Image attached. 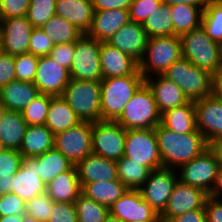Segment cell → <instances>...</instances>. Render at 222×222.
Wrapping results in <instances>:
<instances>
[{"mask_svg": "<svg viewBox=\"0 0 222 222\" xmlns=\"http://www.w3.org/2000/svg\"><path fill=\"white\" fill-rule=\"evenodd\" d=\"M163 76L178 85L189 101L212 95L213 75L191 64L186 58L175 61Z\"/></svg>", "mask_w": 222, "mask_h": 222, "instance_id": "obj_7", "label": "cell"}, {"mask_svg": "<svg viewBox=\"0 0 222 222\" xmlns=\"http://www.w3.org/2000/svg\"><path fill=\"white\" fill-rule=\"evenodd\" d=\"M124 129H155L161 123L154 96L144 82L115 120Z\"/></svg>", "mask_w": 222, "mask_h": 222, "instance_id": "obj_6", "label": "cell"}, {"mask_svg": "<svg viewBox=\"0 0 222 222\" xmlns=\"http://www.w3.org/2000/svg\"><path fill=\"white\" fill-rule=\"evenodd\" d=\"M133 0H92L94 11L126 9L129 10Z\"/></svg>", "mask_w": 222, "mask_h": 222, "instance_id": "obj_53", "label": "cell"}, {"mask_svg": "<svg viewBox=\"0 0 222 222\" xmlns=\"http://www.w3.org/2000/svg\"><path fill=\"white\" fill-rule=\"evenodd\" d=\"M70 80L69 71L57 64L50 56L39 57L34 85L39 93L62 96Z\"/></svg>", "mask_w": 222, "mask_h": 222, "instance_id": "obj_16", "label": "cell"}, {"mask_svg": "<svg viewBox=\"0 0 222 222\" xmlns=\"http://www.w3.org/2000/svg\"><path fill=\"white\" fill-rule=\"evenodd\" d=\"M39 94L34 83L14 80L0 88V106L4 110L22 112Z\"/></svg>", "mask_w": 222, "mask_h": 222, "instance_id": "obj_25", "label": "cell"}, {"mask_svg": "<svg viewBox=\"0 0 222 222\" xmlns=\"http://www.w3.org/2000/svg\"><path fill=\"white\" fill-rule=\"evenodd\" d=\"M56 0H31L26 14L34 28H42L55 15Z\"/></svg>", "mask_w": 222, "mask_h": 222, "instance_id": "obj_41", "label": "cell"}, {"mask_svg": "<svg viewBox=\"0 0 222 222\" xmlns=\"http://www.w3.org/2000/svg\"><path fill=\"white\" fill-rule=\"evenodd\" d=\"M154 130L162 168L178 169L208 149L205 137L197 129L194 132L179 134L160 123Z\"/></svg>", "mask_w": 222, "mask_h": 222, "instance_id": "obj_1", "label": "cell"}, {"mask_svg": "<svg viewBox=\"0 0 222 222\" xmlns=\"http://www.w3.org/2000/svg\"><path fill=\"white\" fill-rule=\"evenodd\" d=\"M208 194L203 190L177 180L168 204L160 215L171 220L187 211L204 208Z\"/></svg>", "mask_w": 222, "mask_h": 222, "instance_id": "obj_18", "label": "cell"}, {"mask_svg": "<svg viewBox=\"0 0 222 222\" xmlns=\"http://www.w3.org/2000/svg\"><path fill=\"white\" fill-rule=\"evenodd\" d=\"M78 222H103L109 208L81 194L75 201Z\"/></svg>", "mask_w": 222, "mask_h": 222, "instance_id": "obj_39", "label": "cell"}, {"mask_svg": "<svg viewBox=\"0 0 222 222\" xmlns=\"http://www.w3.org/2000/svg\"><path fill=\"white\" fill-rule=\"evenodd\" d=\"M82 122L61 96H50L45 126L55 135Z\"/></svg>", "mask_w": 222, "mask_h": 222, "instance_id": "obj_29", "label": "cell"}, {"mask_svg": "<svg viewBox=\"0 0 222 222\" xmlns=\"http://www.w3.org/2000/svg\"><path fill=\"white\" fill-rule=\"evenodd\" d=\"M0 222H23L22 215L0 216Z\"/></svg>", "mask_w": 222, "mask_h": 222, "instance_id": "obj_60", "label": "cell"}, {"mask_svg": "<svg viewBox=\"0 0 222 222\" xmlns=\"http://www.w3.org/2000/svg\"><path fill=\"white\" fill-rule=\"evenodd\" d=\"M31 0H0V21L26 16Z\"/></svg>", "mask_w": 222, "mask_h": 222, "instance_id": "obj_48", "label": "cell"}, {"mask_svg": "<svg viewBox=\"0 0 222 222\" xmlns=\"http://www.w3.org/2000/svg\"><path fill=\"white\" fill-rule=\"evenodd\" d=\"M50 95L40 93L28 106L21 112L27 125H45Z\"/></svg>", "mask_w": 222, "mask_h": 222, "instance_id": "obj_40", "label": "cell"}, {"mask_svg": "<svg viewBox=\"0 0 222 222\" xmlns=\"http://www.w3.org/2000/svg\"><path fill=\"white\" fill-rule=\"evenodd\" d=\"M39 57L31 53H23L14 56L15 79L33 83L37 71Z\"/></svg>", "mask_w": 222, "mask_h": 222, "instance_id": "obj_42", "label": "cell"}, {"mask_svg": "<svg viewBox=\"0 0 222 222\" xmlns=\"http://www.w3.org/2000/svg\"><path fill=\"white\" fill-rule=\"evenodd\" d=\"M15 79L14 56L0 51V88Z\"/></svg>", "mask_w": 222, "mask_h": 222, "instance_id": "obj_51", "label": "cell"}, {"mask_svg": "<svg viewBox=\"0 0 222 222\" xmlns=\"http://www.w3.org/2000/svg\"><path fill=\"white\" fill-rule=\"evenodd\" d=\"M100 64L103 79L122 77L126 75H142L139 63L131 56L112 47L107 42H101Z\"/></svg>", "mask_w": 222, "mask_h": 222, "instance_id": "obj_21", "label": "cell"}, {"mask_svg": "<svg viewBox=\"0 0 222 222\" xmlns=\"http://www.w3.org/2000/svg\"><path fill=\"white\" fill-rule=\"evenodd\" d=\"M147 41L148 36L143 25L129 21L112 35L107 43L131 56L139 63L144 56Z\"/></svg>", "mask_w": 222, "mask_h": 222, "instance_id": "obj_20", "label": "cell"}, {"mask_svg": "<svg viewBox=\"0 0 222 222\" xmlns=\"http://www.w3.org/2000/svg\"><path fill=\"white\" fill-rule=\"evenodd\" d=\"M204 208L207 222H222V200L208 196Z\"/></svg>", "mask_w": 222, "mask_h": 222, "instance_id": "obj_52", "label": "cell"}, {"mask_svg": "<svg viewBox=\"0 0 222 222\" xmlns=\"http://www.w3.org/2000/svg\"><path fill=\"white\" fill-rule=\"evenodd\" d=\"M39 160L37 165L38 177L47 186L60 173L70 170L74 165L55 148L36 156Z\"/></svg>", "mask_w": 222, "mask_h": 222, "instance_id": "obj_33", "label": "cell"}, {"mask_svg": "<svg viewBox=\"0 0 222 222\" xmlns=\"http://www.w3.org/2000/svg\"><path fill=\"white\" fill-rule=\"evenodd\" d=\"M92 122L82 121L74 127L55 134L54 148L73 165L92 154Z\"/></svg>", "mask_w": 222, "mask_h": 222, "instance_id": "obj_11", "label": "cell"}, {"mask_svg": "<svg viewBox=\"0 0 222 222\" xmlns=\"http://www.w3.org/2000/svg\"><path fill=\"white\" fill-rule=\"evenodd\" d=\"M61 97L81 121L101 120V81L70 78Z\"/></svg>", "mask_w": 222, "mask_h": 222, "instance_id": "obj_5", "label": "cell"}, {"mask_svg": "<svg viewBox=\"0 0 222 222\" xmlns=\"http://www.w3.org/2000/svg\"><path fill=\"white\" fill-rule=\"evenodd\" d=\"M0 123V148L19 151L28 126L22 113L3 110Z\"/></svg>", "mask_w": 222, "mask_h": 222, "instance_id": "obj_28", "label": "cell"}, {"mask_svg": "<svg viewBox=\"0 0 222 222\" xmlns=\"http://www.w3.org/2000/svg\"><path fill=\"white\" fill-rule=\"evenodd\" d=\"M54 201L44 192L26 202L25 214L41 222H47L52 213Z\"/></svg>", "mask_w": 222, "mask_h": 222, "instance_id": "obj_43", "label": "cell"}, {"mask_svg": "<svg viewBox=\"0 0 222 222\" xmlns=\"http://www.w3.org/2000/svg\"><path fill=\"white\" fill-rule=\"evenodd\" d=\"M143 28L148 38L173 35V21L170 6L162 3L158 10H155L151 16L147 17Z\"/></svg>", "mask_w": 222, "mask_h": 222, "instance_id": "obj_38", "label": "cell"}, {"mask_svg": "<svg viewBox=\"0 0 222 222\" xmlns=\"http://www.w3.org/2000/svg\"><path fill=\"white\" fill-rule=\"evenodd\" d=\"M26 202L14 193L0 195V216L25 214Z\"/></svg>", "mask_w": 222, "mask_h": 222, "instance_id": "obj_47", "label": "cell"}, {"mask_svg": "<svg viewBox=\"0 0 222 222\" xmlns=\"http://www.w3.org/2000/svg\"><path fill=\"white\" fill-rule=\"evenodd\" d=\"M103 222H122V221L118 217H115L109 213Z\"/></svg>", "mask_w": 222, "mask_h": 222, "instance_id": "obj_61", "label": "cell"}, {"mask_svg": "<svg viewBox=\"0 0 222 222\" xmlns=\"http://www.w3.org/2000/svg\"><path fill=\"white\" fill-rule=\"evenodd\" d=\"M22 159L18 150L0 148V177H13L21 167Z\"/></svg>", "mask_w": 222, "mask_h": 222, "instance_id": "obj_44", "label": "cell"}, {"mask_svg": "<svg viewBox=\"0 0 222 222\" xmlns=\"http://www.w3.org/2000/svg\"><path fill=\"white\" fill-rule=\"evenodd\" d=\"M54 43L41 28H34L30 36L28 53L37 57L48 56Z\"/></svg>", "mask_w": 222, "mask_h": 222, "instance_id": "obj_46", "label": "cell"}, {"mask_svg": "<svg viewBox=\"0 0 222 222\" xmlns=\"http://www.w3.org/2000/svg\"><path fill=\"white\" fill-rule=\"evenodd\" d=\"M117 163V178L128 189H139L147 180L150 170L132 161L127 157H122Z\"/></svg>", "mask_w": 222, "mask_h": 222, "instance_id": "obj_36", "label": "cell"}, {"mask_svg": "<svg viewBox=\"0 0 222 222\" xmlns=\"http://www.w3.org/2000/svg\"><path fill=\"white\" fill-rule=\"evenodd\" d=\"M126 129L118 122L100 120L92 122V153L118 161L124 156Z\"/></svg>", "mask_w": 222, "mask_h": 222, "instance_id": "obj_10", "label": "cell"}, {"mask_svg": "<svg viewBox=\"0 0 222 222\" xmlns=\"http://www.w3.org/2000/svg\"><path fill=\"white\" fill-rule=\"evenodd\" d=\"M219 163L214 154L206 149L201 155L181 165L178 180L203 190L208 195L216 181Z\"/></svg>", "mask_w": 222, "mask_h": 222, "instance_id": "obj_12", "label": "cell"}, {"mask_svg": "<svg viewBox=\"0 0 222 222\" xmlns=\"http://www.w3.org/2000/svg\"><path fill=\"white\" fill-rule=\"evenodd\" d=\"M209 0H161L163 4L172 6L177 4H188L194 7L200 8L202 11L205 10Z\"/></svg>", "mask_w": 222, "mask_h": 222, "instance_id": "obj_55", "label": "cell"}, {"mask_svg": "<svg viewBox=\"0 0 222 222\" xmlns=\"http://www.w3.org/2000/svg\"><path fill=\"white\" fill-rule=\"evenodd\" d=\"M161 124L179 134L194 132L197 129L194 101L162 113Z\"/></svg>", "mask_w": 222, "mask_h": 222, "instance_id": "obj_31", "label": "cell"}, {"mask_svg": "<svg viewBox=\"0 0 222 222\" xmlns=\"http://www.w3.org/2000/svg\"><path fill=\"white\" fill-rule=\"evenodd\" d=\"M4 109L0 106V120H1V116H2V111H3ZM0 125H1V123H0Z\"/></svg>", "mask_w": 222, "mask_h": 222, "instance_id": "obj_65", "label": "cell"}, {"mask_svg": "<svg viewBox=\"0 0 222 222\" xmlns=\"http://www.w3.org/2000/svg\"><path fill=\"white\" fill-rule=\"evenodd\" d=\"M23 222H41L39 220H36L34 217L23 214Z\"/></svg>", "mask_w": 222, "mask_h": 222, "instance_id": "obj_62", "label": "cell"}, {"mask_svg": "<svg viewBox=\"0 0 222 222\" xmlns=\"http://www.w3.org/2000/svg\"><path fill=\"white\" fill-rule=\"evenodd\" d=\"M197 130L207 143L222 137V102L214 95L194 101Z\"/></svg>", "mask_w": 222, "mask_h": 222, "instance_id": "obj_17", "label": "cell"}, {"mask_svg": "<svg viewBox=\"0 0 222 222\" xmlns=\"http://www.w3.org/2000/svg\"><path fill=\"white\" fill-rule=\"evenodd\" d=\"M180 40L183 58L212 75L219 72L222 46L212 41L202 26L181 35Z\"/></svg>", "mask_w": 222, "mask_h": 222, "instance_id": "obj_4", "label": "cell"}, {"mask_svg": "<svg viewBox=\"0 0 222 222\" xmlns=\"http://www.w3.org/2000/svg\"><path fill=\"white\" fill-rule=\"evenodd\" d=\"M33 25L26 16L0 21V51L12 56L28 53Z\"/></svg>", "mask_w": 222, "mask_h": 222, "instance_id": "obj_14", "label": "cell"}, {"mask_svg": "<svg viewBox=\"0 0 222 222\" xmlns=\"http://www.w3.org/2000/svg\"><path fill=\"white\" fill-rule=\"evenodd\" d=\"M37 157H23L19 170L13 175L12 192L25 202L46 192V186L38 177Z\"/></svg>", "mask_w": 222, "mask_h": 222, "instance_id": "obj_19", "label": "cell"}, {"mask_svg": "<svg viewBox=\"0 0 222 222\" xmlns=\"http://www.w3.org/2000/svg\"><path fill=\"white\" fill-rule=\"evenodd\" d=\"M101 42L83 34L75 42L74 59L69 70L70 78L78 80L101 81L100 64Z\"/></svg>", "mask_w": 222, "mask_h": 222, "instance_id": "obj_9", "label": "cell"}, {"mask_svg": "<svg viewBox=\"0 0 222 222\" xmlns=\"http://www.w3.org/2000/svg\"><path fill=\"white\" fill-rule=\"evenodd\" d=\"M173 21V35L181 36L201 26L203 11L188 4L170 6Z\"/></svg>", "mask_w": 222, "mask_h": 222, "instance_id": "obj_34", "label": "cell"}, {"mask_svg": "<svg viewBox=\"0 0 222 222\" xmlns=\"http://www.w3.org/2000/svg\"><path fill=\"white\" fill-rule=\"evenodd\" d=\"M109 213L122 222H155L159 216L142 198L139 189H128L109 207Z\"/></svg>", "mask_w": 222, "mask_h": 222, "instance_id": "obj_15", "label": "cell"}, {"mask_svg": "<svg viewBox=\"0 0 222 222\" xmlns=\"http://www.w3.org/2000/svg\"><path fill=\"white\" fill-rule=\"evenodd\" d=\"M41 29L54 45L76 42L83 35L72 23L56 14Z\"/></svg>", "mask_w": 222, "mask_h": 222, "instance_id": "obj_35", "label": "cell"}, {"mask_svg": "<svg viewBox=\"0 0 222 222\" xmlns=\"http://www.w3.org/2000/svg\"><path fill=\"white\" fill-rule=\"evenodd\" d=\"M212 95L222 102V74L213 75Z\"/></svg>", "mask_w": 222, "mask_h": 222, "instance_id": "obj_58", "label": "cell"}, {"mask_svg": "<svg viewBox=\"0 0 222 222\" xmlns=\"http://www.w3.org/2000/svg\"><path fill=\"white\" fill-rule=\"evenodd\" d=\"M55 135L45 125H28L19 152L36 157L54 148Z\"/></svg>", "mask_w": 222, "mask_h": 222, "instance_id": "obj_30", "label": "cell"}, {"mask_svg": "<svg viewBox=\"0 0 222 222\" xmlns=\"http://www.w3.org/2000/svg\"><path fill=\"white\" fill-rule=\"evenodd\" d=\"M208 149L214 154L219 166H222V137L208 143Z\"/></svg>", "mask_w": 222, "mask_h": 222, "instance_id": "obj_57", "label": "cell"}, {"mask_svg": "<svg viewBox=\"0 0 222 222\" xmlns=\"http://www.w3.org/2000/svg\"><path fill=\"white\" fill-rule=\"evenodd\" d=\"M46 193L54 202H73L82 194L76 165L60 173L46 186Z\"/></svg>", "mask_w": 222, "mask_h": 222, "instance_id": "obj_27", "label": "cell"}, {"mask_svg": "<svg viewBox=\"0 0 222 222\" xmlns=\"http://www.w3.org/2000/svg\"><path fill=\"white\" fill-rule=\"evenodd\" d=\"M129 21V10L126 9L94 11L92 26L87 35L99 42H107Z\"/></svg>", "mask_w": 222, "mask_h": 222, "instance_id": "obj_24", "label": "cell"}, {"mask_svg": "<svg viewBox=\"0 0 222 222\" xmlns=\"http://www.w3.org/2000/svg\"><path fill=\"white\" fill-rule=\"evenodd\" d=\"M155 222H173V221L169 220V219H165L161 216H158L157 219L155 220Z\"/></svg>", "mask_w": 222, "mask_h": 222, "instance_id": "obj_63", "label": "cell"}, {"mask_svg": "<svg viewBox=\"0 0 222 222\" xmlns=\"http://www.w3.org/2000/svg\"><path fill=\"white\" fill-rule=\"evenodd\" d=\"M55 14L72 23L81 33L87 34L92 26V0H56Z\"/></svg>", "mask_w": 222, "mask_h": 222, "instance_id": "obj_26", "label": "cell"}, {"mask_svg": "<svg viewBox=\"0 0 222 222\" xmlns=\"http://www.w3.org/2000/svg\"><path fill=\"white\" fill-rule=\"evenodd\" d=\"M161 4V0H133L129 8L130 21L143 25Z\"/></svg>", "mask_w": 222, "mask_h": 222, "instance_id": "obj_45", "label": "cell"}, {"mask_svg": "<svg viewBox=\"0 0 222 222\" xmlns=\"http://www.w3.org/2000/svg\"><path fill=\"white\" fill-rule=\"evenodd\" d=\"M208 196L217 200H222V166L218 168L215 184Z\"/></svg>", "mask_w": 222, "mask_h": 222, "instance_id": "obj_56", "label": "cell"}, {"mask_svg": "<svg viewBox=\"0 0 222 222\" xmlns=\"http://www.w3.org/2000/svg\"><path fill=\"white\" fill-rule=\"evenodd\" d=\"M51 211L52 213L47 222H78L73 202H54Z\"/></svg>", "mask_w": 222, "mask_h": 222, "instance_id": "obj_49", "label": "cell"}, {"mask_svg": "<svg viewBox=\"0 0 222 222\" xmlns=\"http://www.w3.org/2000/svg\"><path fill=\"white\" fill-rule=\"evenodd\" d=\"M76 168L81 187L91 182H109L118 179L116 161L93 153L80 161Z\"/></svg>", "mask_w": 222, "mask_h": 222, "instance_id": "obj_23", "label": "cell"}, {"mask_svg": "<svg viewBox=\"0 0 222 222\" xmlns=\"http://www.w3.org/2000/svg\"><path fill=\"white\" fill-rule=\"evenodd\" d=\"M219 73L222 74V48H221V59H220Z\"/></svg>", "mask_w": 222, "mask_h": 222, "instance_id": "obj_64", "label": "cell"}, {"mask_svg": "<svg viewBox=\"0 0 222 222\" xmlns=\"http://www.w3.org/2000/svg\"><path fill=\"white\" fill-rule=\"evenodd\" d=\"M201 26L212 41L222 46V0H209L202 13Z\"/></svg>", "mask_w": 222, "mask_h": 222, "instance_id": "obj_37", "label": "cell"}, {"mask_svg": "<svg viewBox=\"0 0 222 222\" xmlns=\"http://www.w3.org/2000/svg\"><path fill=\"white\" fill-rule=\"evenodd\" d=\"M155 76L145 78V83L153 93L160 114L189 102L181 88L173 81L163 75Z\"/></svg>", "mask_w": 222, "mask_h": 222, "instance_id": "obj_22", "label": "cell"}, {"mask_svg": "<svg viewBox=\"0 0 222 222\" xmlns=\"http://www.w3.org/2000/svg\"><path fill=\"white\" fill-rule=\"evenodd\" d=\"M75 54V42L65 44H55L48 56L57 64L65 67L68 71L71 68Z\"/></svg>", "mask_w": 222, "mask_h": 222, "instance_id": "obj_50", "label": "cell"}, {"mask_svg": "<svg viewBox=\"0 0 222 222\" xmlns=\"http://www.w3.org/2000/svg\"><path fill=\"white\" fill-rule=\"evenodd\" d=\"M176 169L160 168L150 171L147 180L139 188L142 198L160 216L178 180Z\"/></svg>", "mask_w": 222, "mask_h": 222, "instance_id": "obj_13", "label": "cell"}, {"mask_svg": "<svg viewBox=\"0 0 222 222\" xmlns=\"http://www.w3.org/2000/svg\"><path fill=\"white\" fill-rule=\"evenodd\" d=\"M128 188L118 179L109 182L96 181L85 184L82 187V194L87 198L93 199L99 204L110 207L114 204Z\"/></svg>", "mask_w": 222, "mask_h": 222, "instance_id": "obj_32", "label": "cell"}, {"mask_svg": "<svg viewBox=\"0 0 222 222\" xmlns=\"http://www.w3.org/2000/svg\"><path fill=\"white\" fill-rule=\"evenodd\" d=\"M182 57L180 36L167 35L148 38L145 53L139 62L144 79L163 73Z\"/></svg>", "mask_w": 222, "mask_h": 222, "instance_id": "obj_3", "label": "cell"}, {"mask_svg": "<svg viewBox=\"0 0 222 222\" xmlns=\"http://www.w3.org/2000/svg\"><path fill=\"white\" fill-rule=\"evenodd\" d=\"M171 220L173 222H207L205 208L187 211Z\"/></svg>", "mask_w": 222, "mask_h": 222, "instance_id": "obj_54", "label": "cell"}, {"mask_svg": "<svg viewBox=\"0 0 222 222\" xmlns=\"http://www.w3.org/2000/svg\"><path fill=\"white\" fill-rule=\"evenodd\" d=\"M124 157L140 163L150 171L162 168V159L160 157L155 130H126Z\"/></svg>", "mask_w": 222, "mask_h": 222, "instance_id": "obj_8", "label": "cell"}, {"mask_svg": "<svg viewBox=\"0 0 222 222\" xmlns=\"http://www.w3.org/2000/svg\"><path fill=\"white\" fill-rule=\"evenodd\" d=\"M13 177H0V195L12 192Z\"/></svg>", "mask_w": 222, "mask_h": 222, "instance_id": "obj_59", "label": "cell"}, {"mask_svg": "<svg viewBox=\"0 0 222 222\" xmlns=\"http://www.w3.org/2000/svg\"><path fill=\"white\" fill-rule=\"evenodd\" d=\"M144 82L143 75H126L102 79L101 120L115 121Z\"/></svg>", "mask_w": 222, "mask_h": 222, "instance_id": "obj_2", "label": "cell"}]
</instances>
